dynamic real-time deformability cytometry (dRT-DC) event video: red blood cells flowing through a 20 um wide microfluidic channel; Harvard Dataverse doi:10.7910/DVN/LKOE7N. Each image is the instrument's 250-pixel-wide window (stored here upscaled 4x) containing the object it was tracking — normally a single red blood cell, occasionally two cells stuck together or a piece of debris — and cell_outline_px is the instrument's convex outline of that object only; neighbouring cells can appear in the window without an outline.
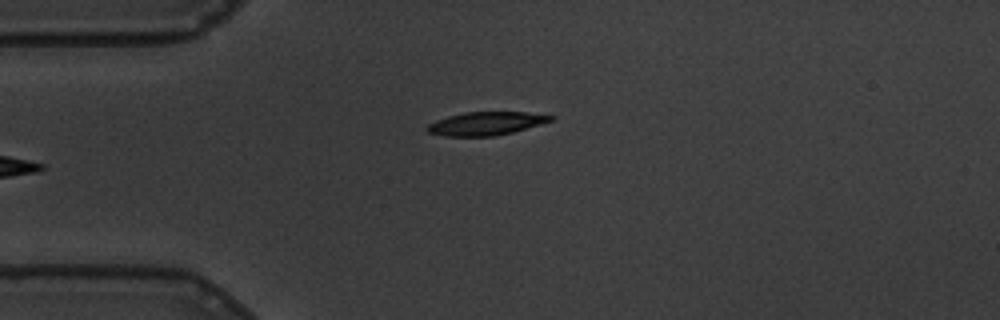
{"species": "common noctule bat (a hibernating species)", "species_latin": "Nyctalus noctula", "temperature_condition": "warm", "stored_images_in_passage": 32, "camera_frame_rate_fps": 3000, "um_per_image_px": 0.085, "animal": {"sex": "male", "body_mass_g": 19.5, "forearm_length_mm": 54.6}, "frame": {"image": 1, "passage_image": 1, "time_ms": 0.0, "image_size_px": [1000, 320], "cell_outline_px": [[556, 116], [552, 120], [540, 124], [512, 132], [492, 136], [444, 136], [428, 132], [424, 128], [428, 124], [436, 120], [448, 116], [464, 112], [528, 112]], "centroid_in_image_um": [41.28, 10.49], "position_along_channel_um": 43.7, "area_um2": 16.7}}
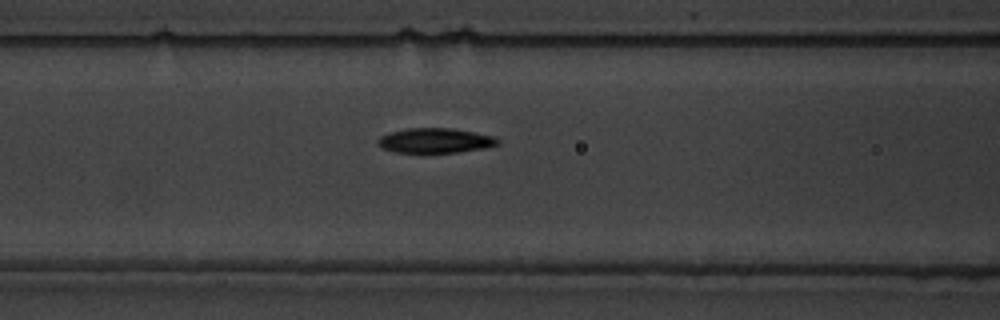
{"frame": {"image": 2, "passage_image": 10, "time_ms": 3.0, "image_size_px": [1000, 320], "cell_outline_px": [[500, 144], [488, 148], [460, 152], [396, 152], [380, 148], [376, 144], [376, 140], [380, 136], [388, 132], [408, 128], [452, 128], [492, 136], [500, 140]], "centroid_in_image_um": [36.96, 11.95], "position_along_channel_um": 129.6, "area_um2": 17.51}}
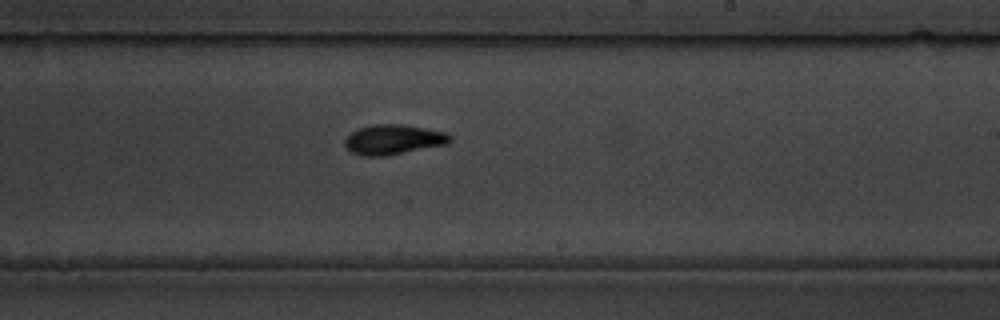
{"frame": {"image": 3, "passage_image": 21, "time_ms": 6.667, "image_size_px": [1000, 320], "cell_outline_px": [[452, 140], [448, 144], [384, 156], [360, 156], [352, 152], [344, 144], [344, 140], [352, 132], [360, 128], [372, 124], [400, 124], [424, 128], [444, 132], [452, 136]], "centroid_in_image_um": [33.44, 11.86], "position_along_channel_um": 255.6, "area_um2": 18.21}, "authors_computed_cell_mechanics": {"area_um2": 17.9469, "velocity_mm_per_s": 3.445, "shape_relaxation_time_tau1_ms": 2.7821, "shape_relaxation_time_tau2_ms": 3.2796, "deformation_change_tau1": 0.1814, "deformation_change_tau2": 0.0919}}